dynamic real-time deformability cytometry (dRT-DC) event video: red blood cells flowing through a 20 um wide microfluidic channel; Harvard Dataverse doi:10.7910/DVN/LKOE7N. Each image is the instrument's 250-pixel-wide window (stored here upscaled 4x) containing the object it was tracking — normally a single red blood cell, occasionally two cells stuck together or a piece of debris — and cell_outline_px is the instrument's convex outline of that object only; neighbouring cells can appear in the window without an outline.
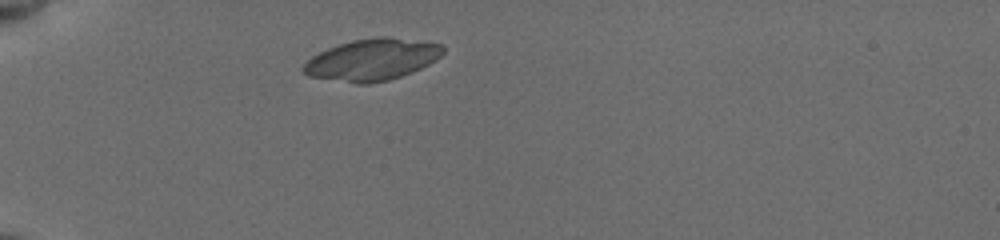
{"species": "common noctule bat (a hibernating species)", "species_latin": "Nyctalus noctula", "temperature_condition": "cold", "stored_images_in_passage": 11, "camera_frame_rate_fps": 3000, "um_per_image_px": 0.085, "animal": {"sex": "female", "body_mass_g": 19.5, "forearm_length_mm": 54.1}, "frame": {"image": 1, "passage_image": 2, "time_ms": 1.0, "image_size_px": [1000, 240], "cell_outline_px": [[444, 52], [436, 60], [412, 72], [388, 80], [368, 84], [356, 84], [308, 76], [300, 68], [312, 56], [328, 48], [352, 40], [376, 36], [388, 36], [444, 44]], "centroid_in_image_um": [31.63, 5.06], "position_along_channel_um": 53.4, "area_um2": 33.99}}
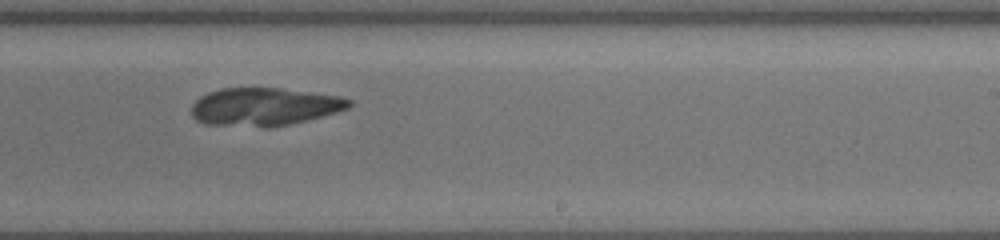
{"frame": {"image": 2, "passage_image": 10, "time_ms": 7.333, "image_size_px": [1000, 240], "cell_outline_px": [[352, 104], [348, 108], [336, 112], [308, 120], [288, 124], [208, 124], [196, 120], [192, 116], [192, 104], [200, 96], [208, 92], [220, 88], [280, 88], [340, 96], [352, 100]], "centroid_in_image_um": [22.48, 9.02], "position_along_channel_um": 266.5, "area_um2": 33.81}}